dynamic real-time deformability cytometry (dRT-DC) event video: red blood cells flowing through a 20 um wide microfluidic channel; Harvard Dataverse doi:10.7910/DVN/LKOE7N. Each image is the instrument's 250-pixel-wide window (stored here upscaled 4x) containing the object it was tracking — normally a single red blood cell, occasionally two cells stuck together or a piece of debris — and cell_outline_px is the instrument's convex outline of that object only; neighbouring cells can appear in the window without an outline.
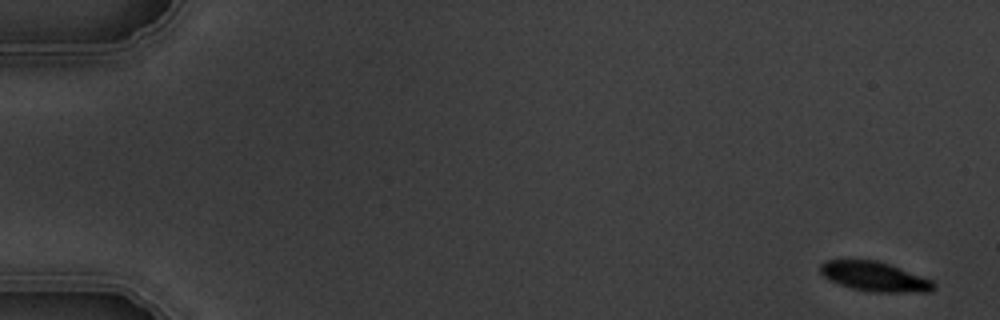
{"species": "common noctule bat (a hibernating species)", "species_latin": "Nyctalus noctula", "temperature_condition": "warm", "stored_images_in_passage": 8, "camera_frame_rate_fps": 3000, "um_per_image_px": 0.085, "animal": {"sex": "male", "body_mass_g": 19.5, "forearm_length_mm": 54.6}, "frame": {"image": 1, "passage_image": 1, "time_ms": 0.0, "image_size_px": [1000, 320], "cell_outline_px": [[936, 288], [932, 292], [872, 292], [852, 288], [828, 280], [820, 272], [820, 264], [824, 260], [880, 260], [932, 280], [936, 284]], "centroid_in_image_um": [74.36, 23.51], "position_along_channel_um": 10.6, "area_um2": 19.71}}
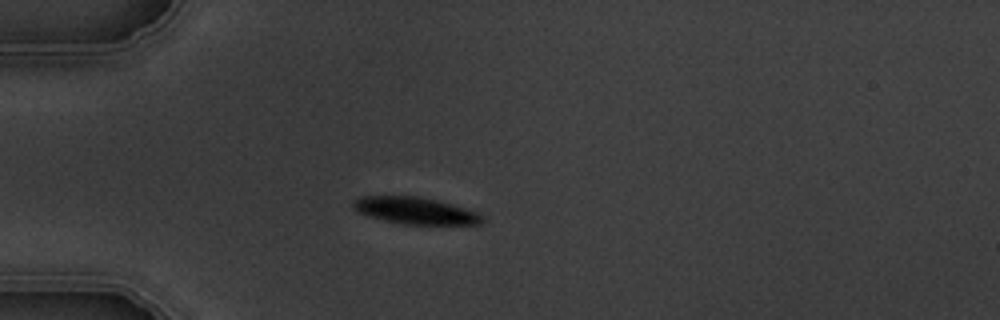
{"frame": {"image": 2, "passage_image": 5, "time_ms": 4.667, "image_size_px": [1000, 320], "cell_outline_px": [[484, 220], [480, 224], [404, 224], [384, 220], [368, 216], [356, 212], [352, 208], [352, 204], [356, 200], [364, 196], [416, 196], [436, 200], [452, 204], [476, 212], [484, 216]], "centroid_in_image_um": [35.28, 17.91], "position_along_channel_um": 49.7, "area_um2": 20.0}}